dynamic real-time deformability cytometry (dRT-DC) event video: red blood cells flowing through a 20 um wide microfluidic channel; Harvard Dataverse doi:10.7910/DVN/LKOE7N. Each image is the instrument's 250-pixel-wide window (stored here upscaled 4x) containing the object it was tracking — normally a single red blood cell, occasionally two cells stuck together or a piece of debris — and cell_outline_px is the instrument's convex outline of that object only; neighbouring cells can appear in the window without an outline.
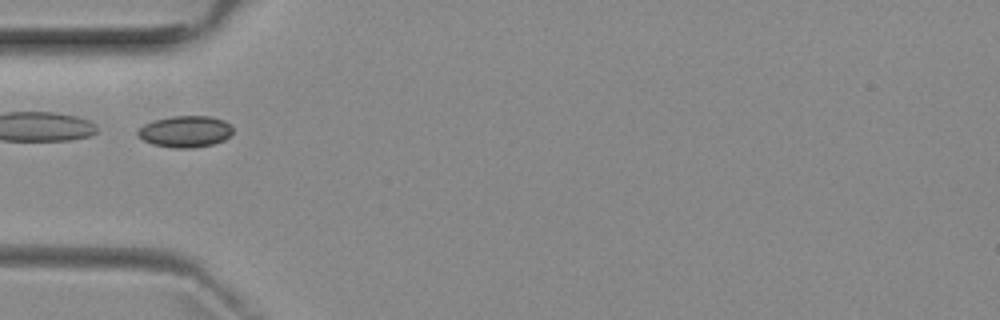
{"species": "common noctule bat (a hibernating species)", "species_latin": "Nyctalus noctula", "temperature_condition": "room temperature", "stored_images_in_passage": 3, "camera_frame_rate_fps": 3000, "um_per_image_px": 0.085, "animal": {"sex": "female", "body_mass_g": 29.2, "forearm_length_mm": 56.3}, "frame": {"image": 1, "passage_image": 3, "time_ms": 3.333, "image_size_px": [1000, 320], "cell_outline_px": [[232, 132], [224, 140], [212, 144], [192, 148], [172, 148], [152, 144], [136, 136], [136, 132], [144, 124], [156, 120], [172, 116], [208, 116], [224, 120], [232, 128]], "centroid_in_image_um": [15.72, 11.19], "position_along_channel_um": 69.3, "area_um2": 17.34}}